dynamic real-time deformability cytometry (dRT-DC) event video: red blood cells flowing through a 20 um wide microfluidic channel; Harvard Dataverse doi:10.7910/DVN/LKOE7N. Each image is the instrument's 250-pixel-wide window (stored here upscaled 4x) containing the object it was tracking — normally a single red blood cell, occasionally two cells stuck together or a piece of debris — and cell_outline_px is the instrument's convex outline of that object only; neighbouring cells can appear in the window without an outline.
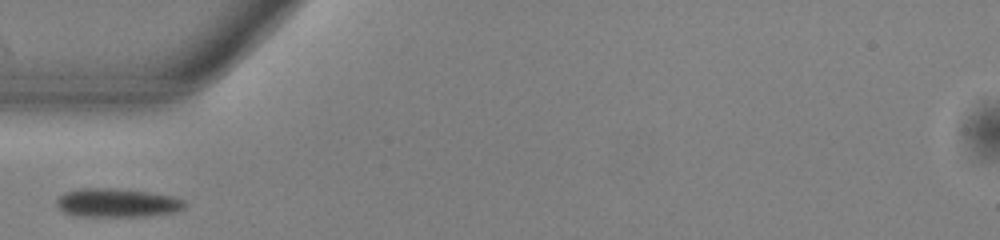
{"species": "common noctule bat (a hibernating species)", "species_latin": "Nyctalus noctula", "temperature_condition": "warm", "stored_images_in_passage": 36, "camera_frame_rate_fps": 3000, "um_per_image_px": 0.085, "animal": {"sex": "male", "body_mass_g": 13.0, "forearm_length_mm": 53.1}, "frame": {"image": 1, "passage_image": 1, "time_ms": 0.0, "image_size_px": [1000, 240], "cell_outline_px": [[188, 204], [184, 208], [172, 212], [144, 216], [76, 216], [64, 212], [56, 204], [56, 200], [64, 192], [80, 188], [112, 188], [152, 192], [176, 196], [184, 200]], "centroid_in_image_um": [9.98, 17.23], "position_along_channel_um": 75.0, "area_um2": 21.56}}
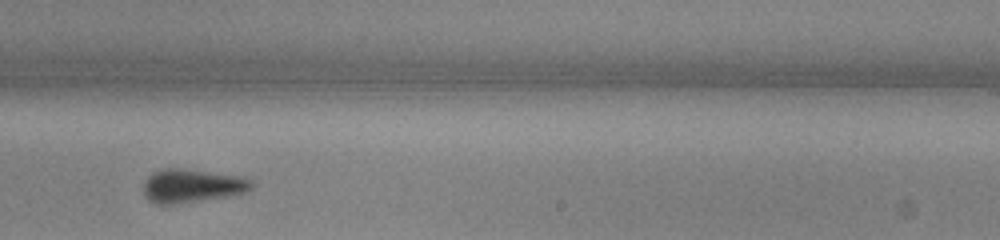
{"frame": {"image": 2, "passage_image": 16, "time_ms": 5.0, "image_size_px": [1000, 240], "cell_outline_px": [[252, 188], [248, 192], [228, 196], [176, 204], [156, 204], [148, 200], [144, 196], [144, 180], [152, 172], [160, 168], [184, 168], [244, 176], [252, 180]], "centroid_in_image_um": [16.32, 15.78], "position_along_channel_um": 272.7, "area_um2": 21.56}}
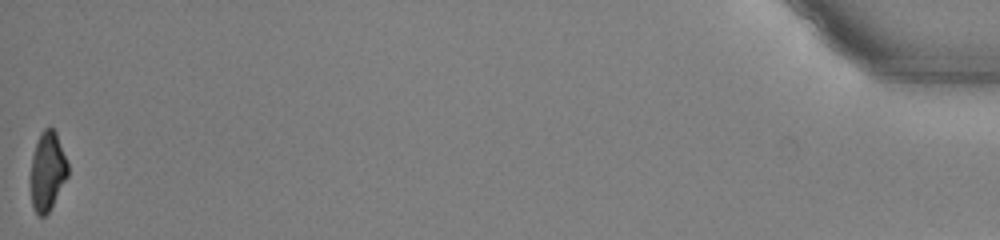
{"frame": {"image": 3, "passage_image": 36, "time_ms": 11.667, "image_size_px": [1000, 240], "cell_outline_px": [[68, 176], [48, 212], [44, 216], [40, 216], [36, 212], [32, 204], [32, 156], [36, 140], [40, 132], [44, 128], [52, 128], [56, 132], [68, 164]], "centroid_in_image_um": [4.04, 14.51], "position_along_channel_um": 431.2, "area_um2": 16.7}}